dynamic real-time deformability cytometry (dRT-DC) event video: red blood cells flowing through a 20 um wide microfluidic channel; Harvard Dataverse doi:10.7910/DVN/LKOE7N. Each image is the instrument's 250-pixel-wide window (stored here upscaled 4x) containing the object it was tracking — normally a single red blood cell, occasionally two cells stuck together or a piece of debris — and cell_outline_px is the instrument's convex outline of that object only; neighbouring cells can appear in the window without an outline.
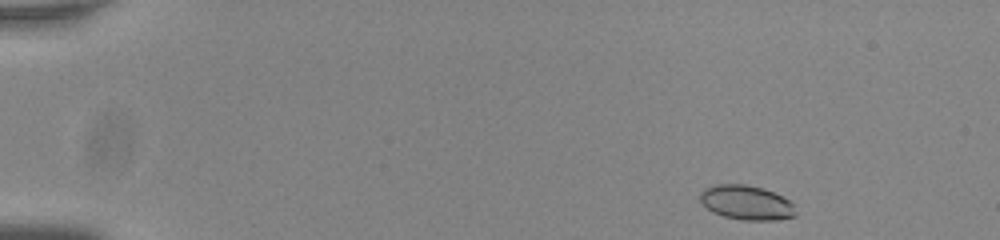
{"species": "common noctule bat (a hibernating species)", "species_latin": "Nyctalus noctula", "temperature_condition": "room temperature", "stored_images_in_passage": 49, "camera_frame_rate_fps": 3000, "um_per_image_px": 0.085, "animal": {"sex": "male", "body_mass_g": 20.0, "forearm_length_mm": 53.3}, "frame": {"image": 1, "passage_image": 1, "time_ms": 0.0, "image_size_px": [1000, 240], "cell_outline_px": [[796, 216], [776, 220], [744, 220], [724, 216], [712, 212], [700, 200], [700, 192], [704, 188], [716, 184], [744, 184], [760, 188], [772, 192], [788, 200], [792, 204], [796, 212]], "centroid_in_image_um": [63.42, 17.22], "position_along_channel_um": 21.6, "area_um2": 18.96}}
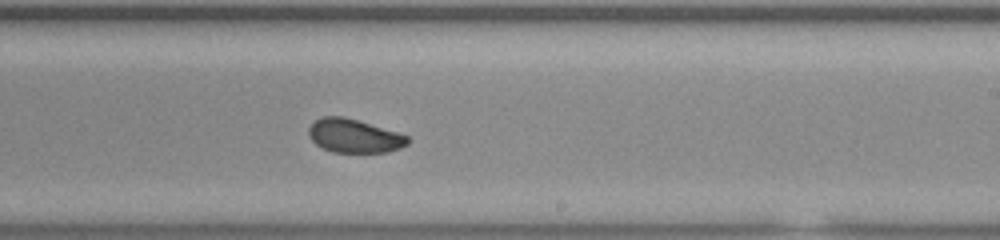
{"frame": {"image": 2, "passage_image": 29, "time_ms": 9.333, "image_size_px": [1000, 240], "cell_outline_px": [[408, 144], [400, 148], [388, 152], [332, 152], [316, 144], [308, 136], [308, 128], [316, 120], [324, 116], [344, 116], [396, 132], [408, 136]], "centroid_in_image_um": [30.08, 11.55], "position_along_channel_um": 258.9, "area_um2": 19.19}}
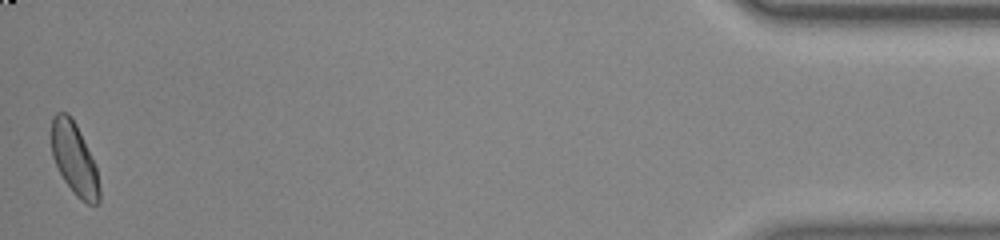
{"frame": {"image": 3, "passage_image": 49, "time_ms": 16.0, "image_size_px": [1000, 240], "cell_outline_px": [[100, 200], [96, 204], [88, 204], [80, 200], [76, 196], [64, 180], [52, 156], [52, 116], [56, 112], [68, 112], [76, 124], [96, 168], [100, 188]], "centroid_in_image_um": [6.31, 13.52], "position_along_channel_um": 428.9, "area_um2": 19.83}, "authors_computed_cell_mechanics": {"area_um2": 19.8254, "velocity_mm_per_s": 3.7793, "shape_relaxation_time_tau1_ms": 2.5134, "shape_relaxation_time_tau2_ms": 2.1888, "deformation_change_tau1": 0.0933, "deformation_change_tau2": 0.0618}}